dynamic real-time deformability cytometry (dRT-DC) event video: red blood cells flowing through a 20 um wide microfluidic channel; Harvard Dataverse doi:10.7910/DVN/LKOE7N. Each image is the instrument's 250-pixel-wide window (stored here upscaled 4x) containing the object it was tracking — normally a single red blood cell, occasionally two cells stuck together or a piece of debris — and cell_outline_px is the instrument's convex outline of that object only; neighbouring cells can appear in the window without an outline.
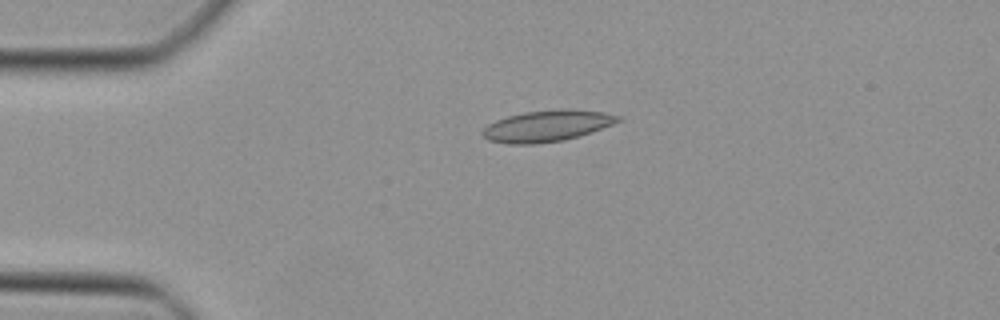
{"species": "Egyptian fruit bat (a non-hibernating species)", "species_latin": "Rousettus aegyptiacus", "temperature_condition": "cold", "stored_images_in_passage": 37, "camera_frame_rate_fps": 3000, "um_per_image_px": 0.085, "animal": {"sex": "female"}, "frame": {"image": 1, "passage_image": 1, "time_ms": 0.0, "image_size_px": [1000, 320], "cell_outline_px": [[624, 120], [592, 132], [564, 140], [536, 144], [508, 144], [488, 140], [480, 132], [488, 124], [496, 120], [508, 116], [524, 112], [560, 108], [568, 108], [604, 112], [620, 116]], "centroid_in_image_um": [46.52, 10.69], "position_along_channel_um": 38.5, "area_um2": 24.97}}
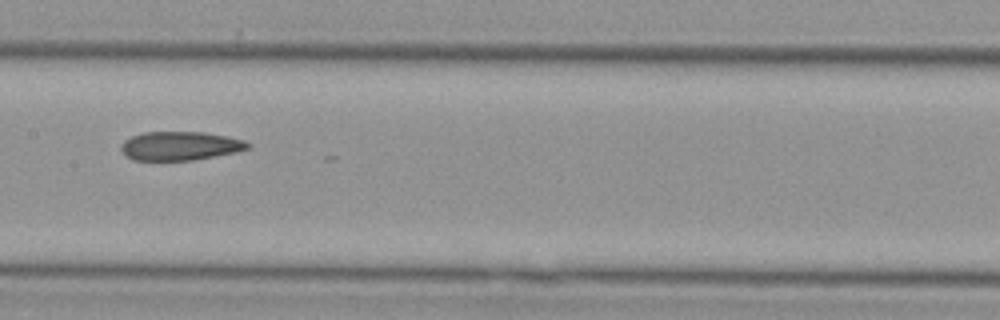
{"frame": {"image": 2, "passage_image": 14, "time_ms": 4.333, "image_size_px": [1000, 320], "cell_outline_px": [[252, 148], [236, 152], [192, 160], [132, 160], [124, 156], [120, 148], [120, 144], [124, 140], [132, 136], [144, 132], [204, 132], [228, 136], [244, 140], [252, 144]], "centroid_in_image_um": [15.31, 12.4], "position_along_channel_um": 192.1, "area_um2": 21.5}}
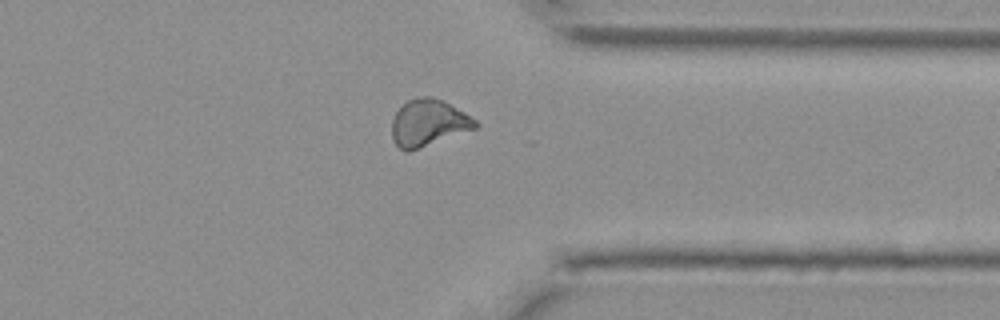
{"frame": {"image": 3, "passage_image": 27, "time_ms": 8.667, "image_size_px": [1000, 320], "cell_outline_px": [[480, 124], [476, 128], [408, 152], [404, 152], [396, 144], [392, 136], [392, 120], [396, 112], [408, 100], [424, 96], [432, 96], [444, 100], [464, 112], [476, 120]], "centroid_in_image_um": [36.42, 10.44], "position_along_channel_um": 375.0, "area_um2": 22.6}}